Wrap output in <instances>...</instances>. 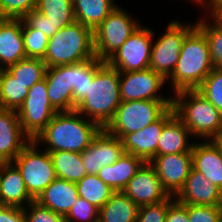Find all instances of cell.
Segmentation results:
<instances>
[{
	"label": "cell",
	"mask_w": 222,
	"mask_h": 222,
	"mask_svg": "<svg viewBox=\"0 0 222 222\" xmlns=\"http://www.w3.org/2000/svg\"><path fill=\"white\" fill-rule=\"evenodd\" d=\"M82 117L76 110L57 112L34 141L37 145L47 143L49 146L45 150L48 152L82 153L102 129L97 123Z\"/></svg>",
	"instance_id": "cell-1"
},
{
	"label": "cell",
	"mask_w": 222,
	"mask_h": 222,
	"mask_svg": "<svg viewBox=\"0 0 222 222\" xmlns=\"http://www.w3.org/2000/svg\"><path fill=\"white\" fill-rule=\"evenodd\" d=\"M120 103V72L103 62L94 72L93 81L89 82L86 97L75 110L105 128Z\"/></svg>",
	"instance_id": "cell-2"
},
{
	"label": "cell",
	"mask_w": 222,
	"mask_h": 222,
	"mask_svg": "<svg viewBox=\"0 0 222 222\" xmlns=\"http://www.w3.org/2000/svg\"><path fill=\"white\" fill-rule=\"evenodd\" d=\"M213 68L206 36L195 26L184 38L178 62L169 76L174 94L196 90Z\"/></svg>",
	"instance_id": "cell-3"
},
{
	"label": "cell",
	"mask_w": 222,
	"mask_h": 222,
	"mask_svg": "<svg viewBox=\"0 0 222 222\" xmlns=\"http://www.w3.org/2000/svg\"><path fill=\"white\" fill-rule=\"evenodd\" d=\"M172 107L191 136L212 140L222 130V114L197 90L176 92Z\"/></svg>",
	"instance_id": "cell-4"
},
{
	"label": "cell",
	"mask_w": 222,
	"mask_h": 222,
	"mask_svg": "<svg viewBox=\"0 0 222 222\" xmlns=\"http://www.w3.org/2000/svg\"><path fill=\"white\" fill-rule=\"evenodd\" d=\"M94 57L93 31L74 21L49 38L42 60L47 67H55L79 63Z\"/></svg>",
	"instance_id": "cell-5"
},
{
	"label": "cell",
	"mask_w": 222,
	"mask_h": 222,
	"mask_svg": "<svg viewBox=\"0 0 222 222\" xmlns=\"http://www.w3.org/2000/svg\"><path fill=\"white\" fill-rule=\"evenodd\" d=\"M171 106L172 101H121L104 129L121 139L125 134L144 129L159 119Z\"/></svg>",
	"instance_id": "cell-6"
},
{
	"label": "cell",
	"mask_w": 222,
	"mask_h": 222,
	"mask_svg": "<svg viewBox=\"0 0 222 222\" xmlns=\"http://www.w3.org/2000/svg\"><path fill=\"white\" fill-rule=\"evenodd\" d=\"M123 8L117 6L93 31L95 56L106 62L140 26Z\"/></svg>",
	"instance_id": "cell-7"
},
{
	"label": "cell",
	"mask_w": 222,
	"mask_h": 222,
	"mask_svg": "<svg viewBox=\"0 0 222 222\" xmlns=\"http://www.w3.org/2000/svg\"><path fill=\"white\" fill-rule=\"evenodd\" d=\"M39 152L37 143L32 140L12 161L34 200L57 178L49 152Z\"/></svg>",
	"instance_id": "cell-8"
},
{
	"label": "cell",
	"mask_w": 222,
	"mask_h": 222,
	"mask_svg": "<svg viewBox=\"0 0 222 222\" xmlns=\"http://www.w3.org/2000/svg\"><path fill=\"white\" fill-rule=\"evenodd\" d=\"M56 113L48 99L45 78L29 89L26 99L17 110L20 125L31 140L44 130Z\"/></svg>",
	"instance_id": "cell-9"
},
{
	"label": "cell",
	"mask_w": 222,
	"mask_h": 222,
	"mask_svg": "<svg viewBox=\"0 0 222 222\" xmlns=\"http://www.w3.org/2000/svg\"><path fill=\"white\" fill-rule=\"evenodd\" d=\"M195 26L170 22L165 34L152 45L149 68L167 80L178 62L184 38Z\"/></svg>",
	"instance_id": "cell-10"
},
{
	"label": "cell",
	"mask_w": 222,
	"mask_h": 222,
	"mask_svg": "<svg viewBox=\"0 0 222 222\" xmlns=\"http://www.w3.org/2000/svg\"><path fill=\"white\" fill-rule=\"evenodd\" d=\"M154 32L141 25L106 62L119 72L149 68Z\"/></svg>",
	"instance_id": "cell-11"
},
{
	"label": "cell",
	"mask_w": 222,
	"mask_h": 222,
	"mask_svg": "<svg viewBox=\"0 0 222 222\" xmlns=\"http://www.w3.org/2000/svg\"><path fill=\"white\" fill-rule=\"evenodd\" d=\"M165 79L152 69L146 68L139 71L120 72V98L121 101L154 100L172 101L157 95Z\"/></svg>",
	"instance_id": "cell-12"
},
{
	"label": "cell",
	"mask_w": 222,
	"mask_h": 222,
	"mask_svg": "<svg viewBox=\"0 0 222 222\" xmlns=\"http://www.w3.org/2000/svg\"><path fill=\"white\" fill-rule=\"evenodd\" d=\"M155 169L162 186L170 196L183 188L192 165V150L185 153L155 156L149 162Z\"/></svg>",
	"instance_id": "cell-13"
},
{
	"label": "cell",
	"mask_w": 222,
	"mask_h": 222,
	"mask_svg": "<svg viewBox=\"0 0 222 222\" xmlns=\"http://www.w3.org/2000/svg\"><path fill=\"white\" fill-rule=\"evenodd\" d=\"M122 192L138 207L157 204L170 197L150 163L141 166Z\"/></svg>",
	"instance_id": "cell-14"
},
{
	"label": "cell",
	"mask_w": 222,
	"mask_h": 222,
	"mask_svg": "<svg viewBox=\"0 0 222 222\" xmlns=\"http://www.w3.org/2000/svg\"><path fill=\"white\" fill-rule=\"evenodd\" d=\"M175 114L171 106L159 119L142 130L125 134L122 138V146L125 153L133 154L149 163L157 156V145L164 124Z\"/></svg>",
	"instance_id": "cell-15"
},
{
	"label": "cell",
	"mask_w": 222,
	"mask_h": 222,
	"mask_svg": "<svg viewBox=\"0 0 222 222\" xmlns=\"http://www.w3.org/2000/svg\"><path fill=\"white\" fill-rule=\"evenodd\" d=\"M124 153L122 141L102 128L91 144L81 153L87 174H97L100 169L113 164Z\"/></svg>",
	"instance_id": "cell-16"
},
{
	"label": "cell",
	"mask_w": 222,
	"mask_h": 222,
	"mask_svg": "<svg viewBox=\"0 0 222 222\" xmlns=\"http://www.w3.org/2000/svg\"><path fill=\"white\" fill-rule=\"evenodd\" d=\"M48 99L57 112L74 110L73 64L47 67Z\"/></svg>",
	"instance_id": "cell-17"
},
{
	"label": "cell",
	"mask_w": 222,
	"mask_h": 222,
	"mask_svg": "<svg viewBox=\"0 0 222 222\" xmlns=\"http://www.w3.org/2000/svg\"><path fill=\"white\" fill-rule=\"evenodd\" d=\"M31 141L20 125L17 111L0 108V162H12Z\"/></svg>",
	"instance_id": "cell-18"
},
{
	"label": "cell",
	"mask_w": 222,
	"mask_h": 222,
	"mask_svg": "<svg viewBox=\"0 0 222 222\" xmlns=\"http://www.w3.org/2000/svg\"><path fill=\"white\" fill-rule=\"evenodd\" d=\"M174 198L184 205L222 206V190L193 167L183 188Z\"/></svg>",
	"instance_id": "cell-19"
},
{
	"label": "cell",
	"mask_w": 222,
	"mask_h": 222,
	"mask_svg": "<svg viewBox=\"0 0 222 222\" xmlns=\"http://www.w3.org/2000/svg\"><path fill=\"white\" fill-rule=\"evenodd\" d=\"M22 25L23 18H0V69L26 58Z\"/></svg>",
	"instance_id": "cell-20"
},
{
	"label": "cell",
	"mask_w": 222,
	"mask_h": 222,
	"mask_svg": "<svg viewBox=\"0 0 222 222\" xmlns=\"http://www.w3.org/2000/svg\"><path fill=\"white\" fill-rule=\"evenodd\" d=\"M192 165L222 190V154L212 140L193 144Z\"/></svg>",
	"instance_id": "cell-21"
},
{
	"label": "cell",
	"mask_w": 222,
	"mask_h": 222,
	"mask_svg": "<svg viewBox=\"0 0 222 222\" xmlns=\"http://www.w3.org/2000/svg\"><path fill=\"white\" fill-rule=\"evenodd\" d=\"M33 200L17 167L12 162H2L0 205L25 208L24 204L28 205Z\"/></svg>",
	"instance_id": "cell-22"
},
{
	"label": "cell",
	"mask_w": 222,
	"mask_h": 222,
	"mask_svg": "<svg viewBox=\"0 0 222 222\" xmlns=\"http://www.w3.org/2000/svg\"><path fill=\"white\" fill-rule=\"evenodd\" d=\"M78 197L76 183L56 178L35 200L42 206L65 217Z\"/></svg>",
	"instance_id": "cell-23"
},
{
	"label": "cell",
	"mask_w": 222,
	"mask_h": 222,
	"mask_svg": "<svg viewBox=\"0 0 222 222\" xmlns=\"http://www.w3.org/2000/svg\"><path fill=\"white\" fill-rule=\"evenodd\" d=\"M144 163L139 157L124 152L113 164L100 169L97 176L114 192H119L124 189Z\"/></svg>",
	"instance_id": "cell-24"
},
{
	"label": "cell",
	"mask_w": 222,
	"mask_h": 222,
	"mask_svg": "<svg viewBox=\"0 0 222 222\" xmlns=\"http://www.w3.org/2000/svg\"><path fill=\"white\" fill-rule=\"evenodd\" d=\"M190 135V130L174 114L163 126L157 145V156L191 151L193 143H188Z\"/></svg>",
	"instance_id": "cell-25"
},
{
	"label": "cell",
	"mask_w": 222,
	"mask_h": 222,
	"mask_svg": "<svg viewBox=\"0 0 222 222\" xmlns=\"http://www.w3.org/2000/svg\"><path fill=\"white\" fill-rule=\"evenodd\" d=\"M75 21L94 31L118 5L114 0H72Z\"/></svg>",
	"instance_id": "cell-26"
},
{
	"label": "cell",
	"mask_w": 222,
	"mask_h": 222,
	"mask_svg": "<svg viewBox=\"0 0 222 222\" xmlns=\"http://www.w3.org/2000/svg\"><path fill=\"white\" fill-rule=\"evenodd\" d=\"M138 208L122 191L114 192L99 209L98 222H136Z\"/></svg>",
	"instance_id": "cell-27"
},
{
	"label": "cell",
	"mask_w": 222,
	"mask_h": 222,
	"mask_svg": "<svg viewBox=\"0 0 222 222\" xmlns=\"http://www.w3.org/2000/svg\"><path fill=\"white\" fill-rule=\"evenodd\" d=\"M57 178L77 183L87 173L82 163L81 153L71 151L49 152Z\"/></svg>",
	"instance_id": "cell-28"
},
{
	"label": "cell",
	"mask_w": 222,
	"mask_h": 222,
	"mask_svg": "<svg viewBox=\"0 0 222 222\" xmlns=\"http://www.w3.org/2000/svg\"><path fill=\"white\" fill-rule=\"evenodd\" d=\"M29 89L16 80L5 68L0 69V108L18 110Z\"/></svg>",
	"instance_id": "cell-29"
},
{
	"label": "cell",
	"mask_w": 222,
	"mask_h": 222,
	"mask_svg": "<svg viewBox=\"0 0 222 222\" xmlns=\"http://www.w3.org/2000/svg\"><path fill=\"white\" fill-rule=\"evenodd\" d=\"M35 10L48 17L58 29L75 21L72 0H36Z\"/></svg>",
	"instance_id": "cell-30"
},
{
	"label": "cell",
	"mask_w": 222,
	"mask_h": 222,
	"mask_svg": "<svg viewBox=\"0 0 222 222\" xmlns=\"http://www.w3.org/2000/svg\"><path fill=\"white\" fill-rule=\"evenodd\" d=\"M78 195L100 209L112 196L114 191L105 184L97 174H87L76 183Z\"/></svg>",
	"instance_id": "cell-31"
},
{
	"label": "cell",
	"mask_w": 222,
	"mask_h": 222,
	"mask_svg": "<svg viewBox=\"0 0 222 222\" xmlns=\"http://www.w3.org/2000/svg\"><path fill=\"white\" fill-rule=\"evenodd\" d=\"M47 66L40 58H25L12 64L6 70L18 81L30 89L45 78Z\"/></svg>",
	"instance_id": "cell-32"
},
{
	"label": "cell",
	"mask_w": 222,
	"mask_h": 222,
	"mask_svg": "<svg viewBox=\"0 0 222 222\" xmlns=\"http://www.w3.org/2000/svg\"><path fill=\"white\" fill-rule=\"evenodd\" d=\"M103 63L96 56L92 59L73 64V100L76 105L86 97L89 82L93 81L94 72Z\"/></svg>",
	"instance_id": "cell-33"
},
{
	"label": "cell",
	"mask_w": 222,
	"mask_h": 222,
	"mask_svg": "<svg viewBox=\"0 0 222 222\" xmlns=\"http://www.w3.org/2000/svg\"><path fill=\"white\" fill-rule=\"evenodd\" d=\"M212 15V24L206 20L196 23V27L206 36L214 68H222V23Z\"/></svg>",
	"instance_id": "cell-34"
},
{
	"label": "cell",
	"mask_w": 222,
	"mask_h": 222,
	"mask_svg": "<svg viewBox=\"0 0 222 222\" xmlns=\"http://www.w3.org/2000/svg\"><path fill=\"white\" fill-rule=\"evenodd\" d=\"M22 35L24 39L26 58L43 59L47 51L49 37H47L45 33L33 29L24 19Z\"/></svg>",
	"instance_id": "cell-35"
},
{
	"label": "cell",
	"mask_w": 222,
	"mask_h": 222,
	"mask_svg": "<svg viewBox=\"0 0 222 222\" xmlns=\"http://www.w3.org/2000/svg\"><path fill=\"white\" fill-rule=\"evenodd\" d=\"M196 90L222 114V68H213Z\"/></svg>",
	"instance_id": "cell-36"
},
{
	"label": "cell",
	"mask_w": 222,
	"mask_h": 222,
	"mask_svg": "<svg viewBox=\"0 0 222 222\" xmlns=\"http://www.w3.org/2000/svg\"><path fill=\"white\" fill-rule=\"evenodd\" d=\"M99 209L82 197H78L75 204L71 207L65 216V222L82 221V222H98Z\"/></svg>",
	"instance_id": "cell-37"
},
{
	"label": "cell",
	"mask_w": 222,
	"mask_h": 222,
	"mask_svg": "<svg viewBox=\"0 0 222 222\" xmlns=\"http://www.w3.org/2000/svg\"><path fill=\"white\" fill-rule=\"evenodd\" d=\"M35 6L36 0H0V18H24Z\"/></svg>",
	"instance_id": "cell-38"
},
{
	"label": "cell",
	"mask_w": 222,
	"mask_h": 222,
	"mask_svg": "<svg viewBox=\"0 0 222 222\" xmlns=\"http://www.w3.org/2000/svg\"><path fill=\"white\" fill-rule=\"evenodd\" d=\"M189 222H222V206L187 205Z\"/></svg>",
	"instance_id": "cell-39"
},
{
	"label": "cell",
	"mask_w": 222,
	"mask_h": 222,
	"mask_svg": "<svg viewBox=\"0 0 222 222\" xmlns=\"http://www.w3.org/2000/svg\"><path fill=\"white\" fill-rule=\"evenodd\" d=\"M172 197L157 204L139 207L136 222H165L168 206L175 200Z\"/></svg>",
	"instance_id": "cell-40"
},
{
	"label": "cell",
	"mask_w": 222,
	"mask_h": 222,
	"mask_svg": "<svg viewBox=\"0 0 222 222\" xmlns=\"http://www.w3.org/2000/svg\"><path fill=\"white\" fill-rule=\"evenodd\" d=\"M29 211L24 208L27 222H65V217L33 200L28 204Z\"/></svg>",
	"instance_id": "cell-41"
},
{
	"label": "cell",
	"mask_w": 222,
	"mask_h": 222,
	"mask_svg": "<svg viewBox=\"0 0 222 222\" xmlns=\"http://www.w3.org/2000/svg\"><path fill=\"white\" fill-rule=\"evenodd\" d=\"M33 29L41 31L47 35V37H52L59 29L54 26L42 13L33 9L23 18Z\"/></svg>",
	"instance_id": "cell-42"
},
{
	"label": "cell",
	"mask_w": 222,
	"mask_h": 222,
	"mask_svg": "<svg viewBox=\"0 0 222 222\" xmlns=\"http://www.w3.org/2000/svg\"><path fill=\"white\" fill-rule=\"evenodd\" d=\"M165 222H189L187 205H184L175 199L168 206Z\"/></svg>",
	"instance_id": "cell-43"
},
{
	"label": "cell",
	"mask_w": 222,
	"mask_h": 222,
	"mask_svg": "<svg viewBox=\"0 0 222 222\" xmlns=\"http://www.w3.org/2000/svg\"><path fill=\"white\" fill-rule=\"evenodd\" d=\"M0 222H27L24 208L0 205Z\"/></svg>",
	"instance_id": "cell-44"
},
{
	"label": "cell",
	"mask_w": 222,
	"mask_h": 222,
	"mask_svg": "<svg viewBox=\"0 0 222 222\" xmlns=\"http://www.w3.org/2000/svg\"><path fill=\"white\" fill-rule=\"evenodd\" d=\"M207 3H205L206 7L209 11H222V0H207Z\"/></svg>",
	"instance_id": "cell-45"
},
{
	"label": "cell",
	"mask_w": 222,
	"mask_h": 222,
	"mask_svg": "<svg viewBox=\"0 0 222 222\" xmlns=\"http://www.w3.org/2000/svg\"><path fill=\"white\" fill-rule=\"evenodd\" d=\"M212 141L222 154V130L212 139Z\"/></svg>",
	"instance_id": "cell-46"
},
{
	"label": "cell",
	"mask_w": 222,
	"mask_h": 222,
	"mask_svg": "<svg viewBox=\"0 0 222 222\" xmlns=\"http://www.w3.org/2000/svg\"><path fill=\"white\" fill-rule=\"evenodd\" d=\"M211 13L222 23V11H211Z\"/></svg>",
	"instance_id": "cell-47"
},
{
	"label": "cell",
	"mask_w": 222,
	"mask_h": 222,
	"mask_svg": "<svg viewBox=\"0 0 222 222\" xmlns=\"http://www.w3.org/2000/svg\"><path fill=\"white\" fill-rule=\"evenodd\" d=\"M196 3H199V4H203L204 5V3H206V1L205 0H194Z\"/></svg>",
	"instance_id": "cell-48"
},
{
	"label": "cell",
	"mask_w": 222,
	"mask_h": 222,
	"mask_svg": "<svg viewBox=\"0 0 222 222\" xmlns=\"http://www.w3.org/2000/svg\"><path fill=\"white\" fill-rule=\"evenodd\" d=\"M1 172H2V162H0V178H1Z\"/></svg>",
	"instance_id": "cell-49"
}]
</instances>
